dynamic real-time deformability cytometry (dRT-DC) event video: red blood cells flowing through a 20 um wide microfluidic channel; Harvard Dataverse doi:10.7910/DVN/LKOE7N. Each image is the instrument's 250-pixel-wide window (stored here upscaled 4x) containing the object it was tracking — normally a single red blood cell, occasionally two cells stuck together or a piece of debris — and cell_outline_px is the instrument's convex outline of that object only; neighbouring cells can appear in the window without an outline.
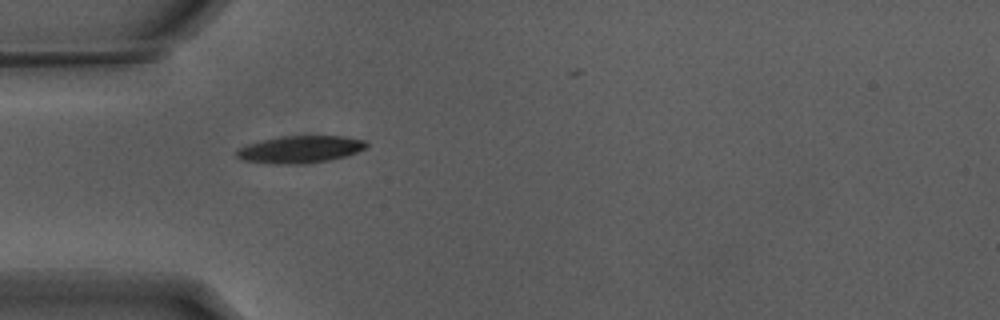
{"species": "Egyptian fruit bat (a non-hibernating species)", "species_latin": "Rousettus aegyptiacus", "temperature_condition": "warm", "stored_images_in_passage": 32, "camera_frame_rate_fps": 3000, "um_per_image_px": 0.085, "animal": {"sex": "male"}, "frame": {"image": 1, "passage_image": 1, "time_ms": 0.0, "image_size_px": [1000, 320], "cell_outline_px": [[368, 144], [364, 148], [356, 152], [332, 160], [304, 164], [276, 164], [244, 160], [236, 156], [236, 152], [240, 148], [248, 144], [280, 136], [344, 136], [364, 140]], "centroid_in_image_um": [25.53, 12.7], "position_along_channel_um": 59.5, "area_um2": 20.4}}
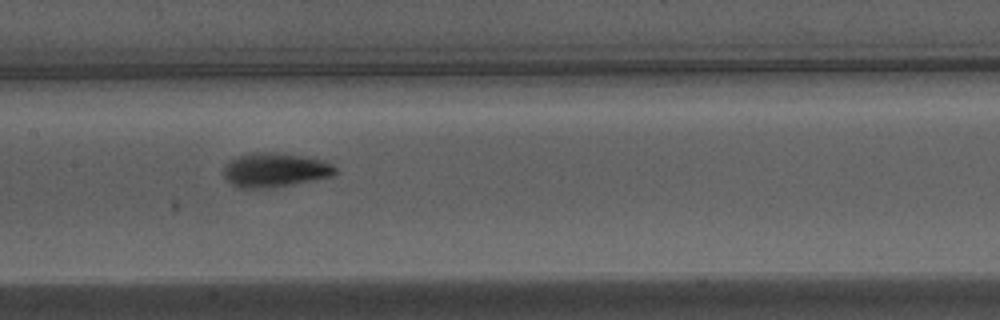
{"frame": {"image": 2, "passage_image": 11, "time_ms": 3.333, "image_size_px": [1000, 320], "cell_outline_px": [[336, 172], [332, 176], [272, 188], [236, 188], [224, 176], [224, 168], [236, 156], [252, 152], [268, 152], [300, 156], [320, 160], [332, 164], [336, 168]], "centroid_in_image_um": [23.34, 14.46], "position_along_channel_um": 184.1, "area_um2": 21.91}}
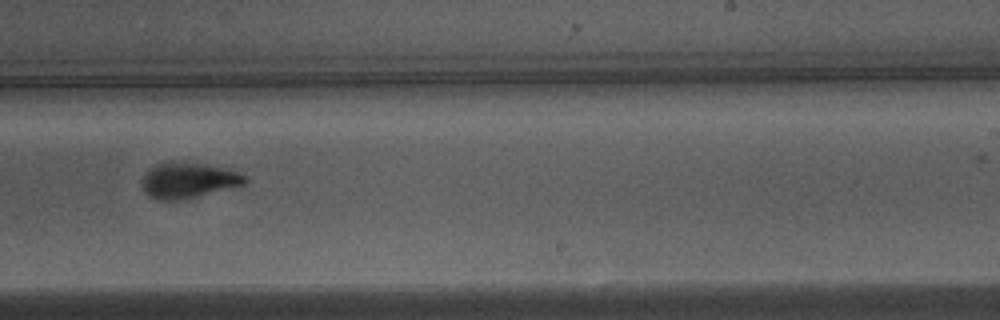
{"frame": {"image": 3, "passage_image": 18, "time_ms": 5.667, "image_size_px": [1000, 320], "cell_outline_px": [[248, 180], [244, 184], [196, 196], [172, 200], [156, 200], [148, 196], [144, 192], [144, 176], [156, 164], [168, 160], [176, 160], [208, 164], [236, 172], [248, 176]], "centroid_in_image_um": [16.0, 15.29], "position_along_channel_um": 273.0, "area_um2": 21.1}, "authors_computed_cell_mechanics": {"area_um2": 20.8369, "velocity_mm_per_s": 3.828, "shape_relaxation_time_tau1_ms": 3.5256, "shape_relaxation_time_tau2_ms": 1.4039, "deformation_change_tau1": 0.1838, "deformation_change_tau2": 0.0786}}